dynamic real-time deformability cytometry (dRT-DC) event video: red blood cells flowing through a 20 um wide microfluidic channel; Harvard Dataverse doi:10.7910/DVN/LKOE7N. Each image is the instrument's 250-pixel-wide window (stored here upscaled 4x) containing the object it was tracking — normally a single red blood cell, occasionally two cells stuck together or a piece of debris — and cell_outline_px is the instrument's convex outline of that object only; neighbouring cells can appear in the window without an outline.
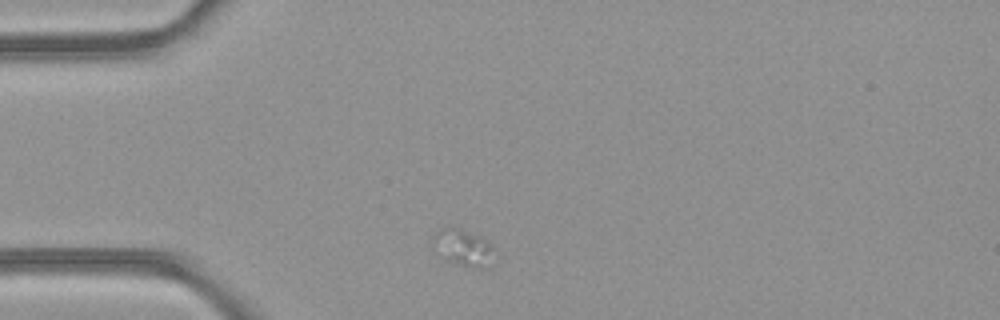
{"species": "common noctule bat (a hibernating species)", "species_latin": "Nyctalus noctula", "temperature_condition": "room temperature", "stored_images_in_passage": 10, "camera_frame_rate_fps": 3000, "um_per_image_px": 0.085, "animal": {"sex": "female", "body_mass_g": 21.9}, "frame": {"image": 1, "passage_image": 2, "time_ms": 0.333, "image_size_px": [1000, 320], "cell_outline_px": [[500, 252], [488, 268], [480, 272], [448, 260], [432, 248], [428, 240], [440, 228], [452, 228], [468, 232], [480, 236], [492, 244]], "centroid_in_image_um": [39.45, 21.12], "position_along_channel_um": 45.5, "area_um2": 13.99}}